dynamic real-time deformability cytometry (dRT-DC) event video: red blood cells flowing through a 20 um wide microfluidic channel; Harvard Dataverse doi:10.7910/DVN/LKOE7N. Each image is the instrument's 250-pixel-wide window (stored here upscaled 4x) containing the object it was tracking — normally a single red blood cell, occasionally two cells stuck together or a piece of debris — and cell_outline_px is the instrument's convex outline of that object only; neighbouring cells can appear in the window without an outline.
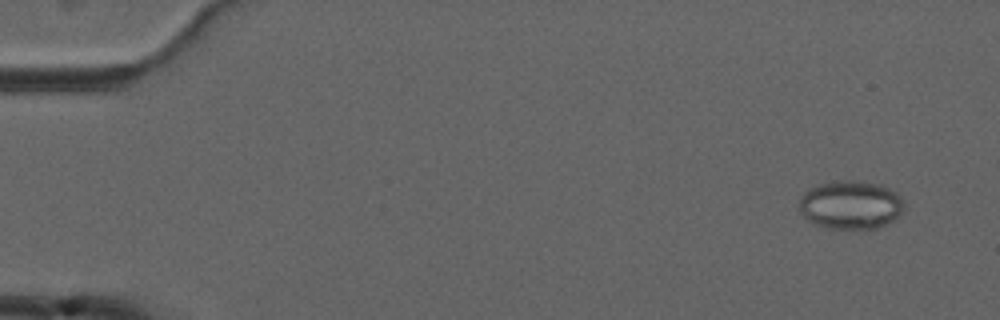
{"species": "common noctule bat (a hibernating species)", "species_latin": "Nyctalus noctula", "temperature_condition": "cold", "stored_images_in_passage": 4, "camera_frame_rate_fps": 3000, "um_per_image_px": 0.085, "animal": {"sex": "male", "forearm_length_mm": 52.5}, "frame": {"image": 1, "passage_image": 1, "time_ms": 0.0, "image_size_px": [1000, 320], "cell_outline_px": [[900, 216], [896, 220], [876, 228], [824, 228], [808, 220], [800, 212], [800, 200], [804, 192], [808, 188], [820, 184], [836, 180], [852, 180], [880, 184], [896, 192], [900, 196]], "centroid_in_image_um": [72.27, 17.41], "position_along_channel_um": 12.7, "area_um2": 29.42}}
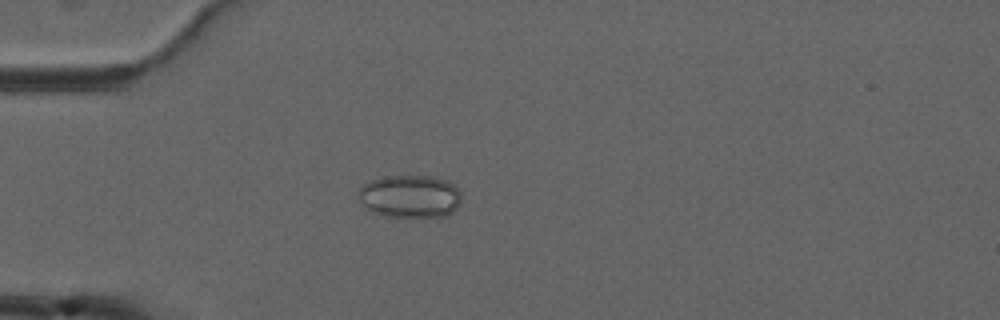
{"frame": {"image": 2, "passage_image": 4, "time_ms": 4.0, "image_size_px": [1000, 320], "cell_outline_px": [[460, 204], [448, 216], [388, 216], [372, 212], [360, 200], [356, 192], [364, 184], [372, 180], [384, 176], [432, 176], [448, 180], [460, 192]], "centroid_in_image_um": [34.86, 16.68], "position_along_channel_um": 50.1, "area_um2": 25.55}}